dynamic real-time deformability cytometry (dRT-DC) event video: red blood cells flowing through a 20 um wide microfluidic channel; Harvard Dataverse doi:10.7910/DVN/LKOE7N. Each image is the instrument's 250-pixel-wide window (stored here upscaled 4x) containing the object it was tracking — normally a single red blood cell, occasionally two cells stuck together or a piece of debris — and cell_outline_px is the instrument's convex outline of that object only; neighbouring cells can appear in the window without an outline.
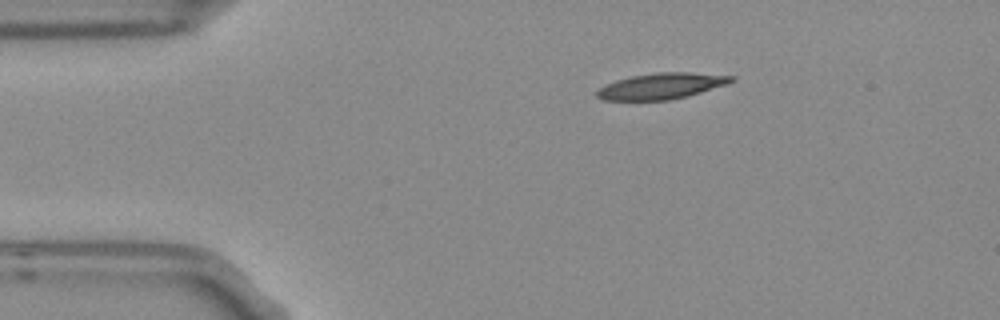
{"species": "Egyptian fruit bat (a non-hibernating species)", "species_latin": "Rousettus aegyptiacus", "temperature_condition": "room temperature", "stored_images_in_passage": 9, "camera_frame_rate_fps": 3000, "um_per_image_px": 0.085, "frame": {"image": 1, "passage_image": 1, "time_ms": 0.0, "image_size_px": [1000, 320], "cell_outline_px": [[736, 80], [728, 84], [688, 96], [668, 100], [604, 100], [596, 96], [596, 92], [600, 88], [616, 80], [632, 76], [656, 72], [688, 72], [736, 76]], "centroid_in_image_um": [56.28, 7.31], "position_along_channel_um": 28.7, "area_um2": 20.35}}
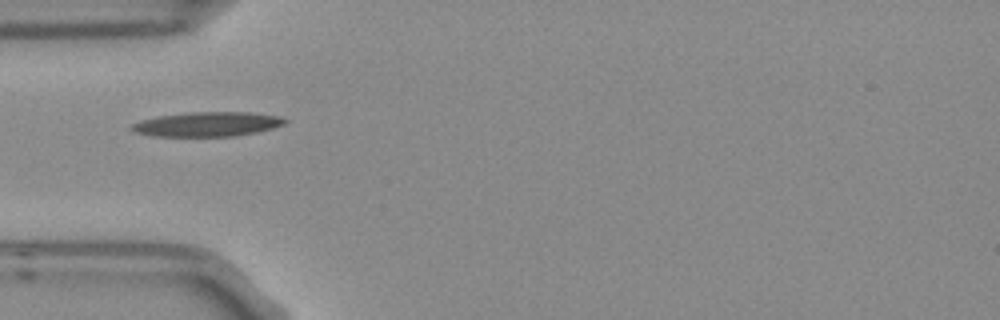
{"frame": {"image": 2, "passage_image": 3, "time_ms": 0.667, "image_size_px": [1000, 320], "cell_outline_px": [[288, 120], [284, 124], [272, 128], [256, 132], [236, 136], [152, 136], [136, 132], [128, 128], [132, 124], [140, 120], [160, 116], [188, 112], [252, 112], [280, 116]], "centroid_in_image_um": [17.63, 10.55], "position_along_channel_um": 67.4, "area_um2": 21.91}}
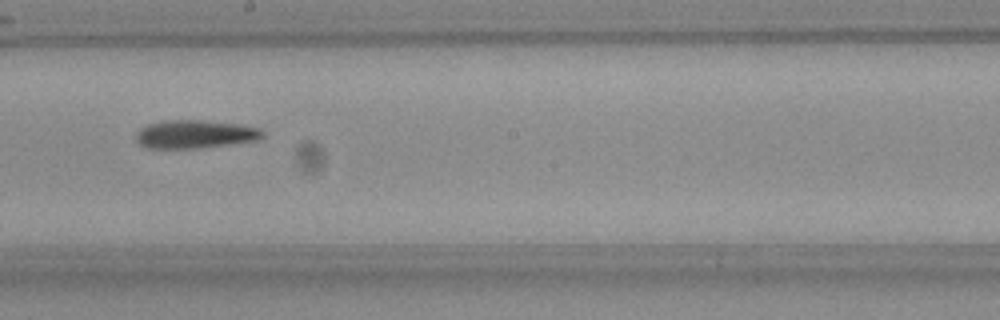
{"frame": {"image": 3, "passage_image": 7, "time_ms": 2.0, "image_size_px": [1000, 320], "cell_outline_px": [[264, 136], [260, 140], [200, 148], [148, 148], [140, 144], [136, 140], [136, 132], [140, 128], [148, 124], [164, 120], [200, 120], [240, 124], [260, 128], [264, 132]], "centroid_in_image_um": [16.6, 11.4], "position_along_channel_um": 231.6, "area_um2": 20.98}}